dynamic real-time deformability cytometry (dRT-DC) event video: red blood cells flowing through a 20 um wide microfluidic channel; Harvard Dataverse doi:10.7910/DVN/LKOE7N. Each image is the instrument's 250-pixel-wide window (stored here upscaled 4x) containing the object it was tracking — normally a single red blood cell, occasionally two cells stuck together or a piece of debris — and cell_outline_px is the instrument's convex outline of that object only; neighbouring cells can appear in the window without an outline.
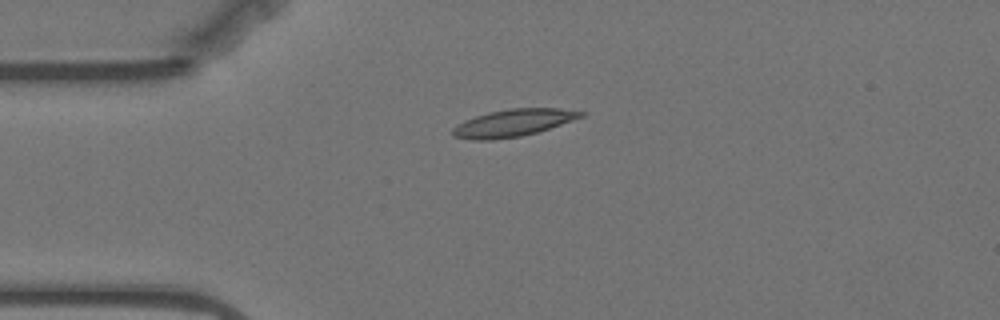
{"species": "Egyptian fruit bat (a non-hibernating species)", "species_latin": "Rousettus aegyptiacus", "temperature_condition": "warm", "stored_images_in_passage": 36, "camera_frame_rate_fps": 3000, "um_per_image_px": 0.085, "animal": {"sex": "female"}, "frame": {"image": 1, "passage_image": 1, "time_ms": 0.0, "image_size_px": [1000, 320], "cell_outline_px": [[588, 112], [584, 116], [536, 132], [520, 136], [492, 140], [472, 140], [452, 136], [452, 128], [464, 120], [488, 112], [508, 108], [560, 108]], "centroid_in_image_um": [43.6, 10.44], "position_along_channel_um": 41.4, "area_um2": 20.29}}
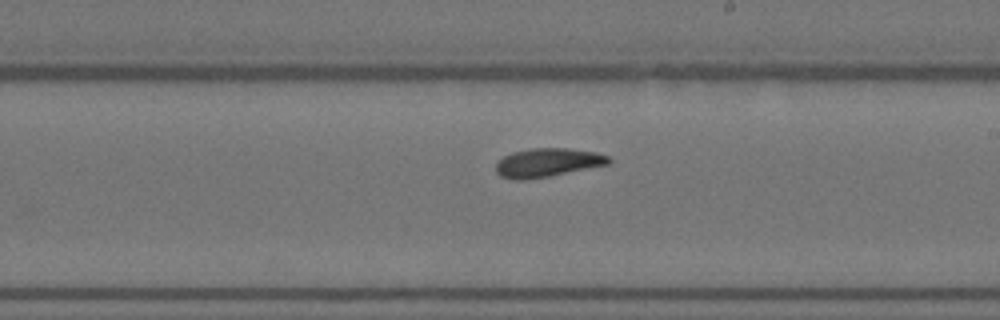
{"frame": {"image": 2, "passage_image": 20, "time_ms": 6.333, "image_size_px": [1000, 320], "cell_outline_px": [[612, 160], [608, 164], [548, 176], [524, 180], [512, 180], [500, 176], [496, 172], [496, 160], [512, 152], [532, 148], [568, 148], [596, 152], [608, 156]], "centroid_in_image_um": [46.49, 13.81], "position_along_channel_um": 242.5, "area_um2": 18.84}}
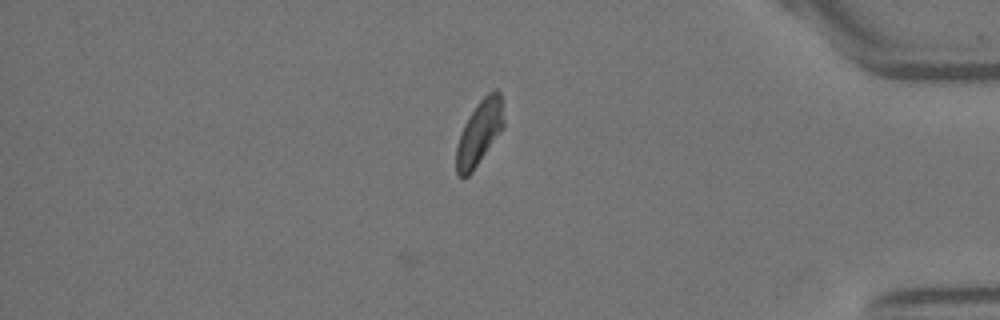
{"frame": {"image": 3, "passage_image": 36, "time_ms": 11.667, "image_size_px": [1000, 320], "cell_outline_px": [[504, 128], [472, 172], [468, 176], [456, 176], [456, 148], [460, 132], [468, 116], [480, 100], [488, 92], [496, 88], [500, 92], [504, 120]], "centroid_in_image_um": [40.75, 11.27], "position_along_channel_um": 394.5, "area_um2": 17.98}, "authors_computed_cell_mechanics": {"area_um2": 18.9873, "velocity_mm_per_s": 3.4798, "shape_relaxation_time_tau1_ms": 5.5854, "shape_relaxation_time_tau2_ms": 5.0105, "deformation_change_tau1": 0.1501, "deformation_change_tau2": 0.0971}}